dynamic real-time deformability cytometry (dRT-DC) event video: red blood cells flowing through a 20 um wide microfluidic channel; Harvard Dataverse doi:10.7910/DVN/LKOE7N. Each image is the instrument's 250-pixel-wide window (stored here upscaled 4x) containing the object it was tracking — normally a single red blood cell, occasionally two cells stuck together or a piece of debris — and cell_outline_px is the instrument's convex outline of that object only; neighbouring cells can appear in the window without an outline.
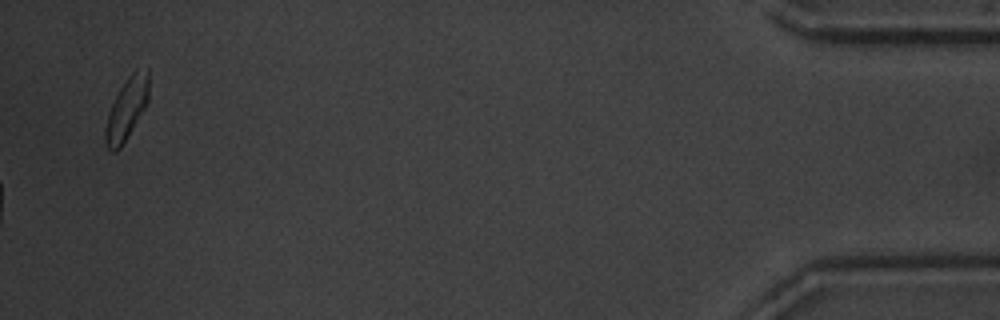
{"species": "common noctule bat (a hibernating species)", "species_latin": "Nyctalus noctula", "temperature_condition": "warm", "stored_images_in_passage": 51, "camera_frame_rate_fps": 3000, "um_per_image_px": 0.085, "animal": {"sex": "male", "body_mass_g": 20.1, "forearm_length_mm": 53.5}, "frame": {"image": 1, "passage_image": 51, "time_ms": 16.667, "image_size_px": [1000, 320], "cell_outline_px": [[148, 100], [144, 108], [120, 148], [116, 152], [112, 152], [104, 144], [104, 132], [108, 116], [112, 104], [120, 88], [128, 76], [136, 68], [148, 68]], "centroid_in_image_um": [10.75, 9.24], "position_along_channel_um": 424.4, "area_um2": 15.37}, "authors_computed_cell_mechanics": {"area_um2": 16.7042, "velocity_mm_per_s": 3.6945, "shape_relaxation_time_tau1_ms": 2.7057, "shape_relaxation_time_tau2_ms": 1.2135, "deformation_change_tau1": 0.1247, "deformation_change_tau2": 0.0627}}